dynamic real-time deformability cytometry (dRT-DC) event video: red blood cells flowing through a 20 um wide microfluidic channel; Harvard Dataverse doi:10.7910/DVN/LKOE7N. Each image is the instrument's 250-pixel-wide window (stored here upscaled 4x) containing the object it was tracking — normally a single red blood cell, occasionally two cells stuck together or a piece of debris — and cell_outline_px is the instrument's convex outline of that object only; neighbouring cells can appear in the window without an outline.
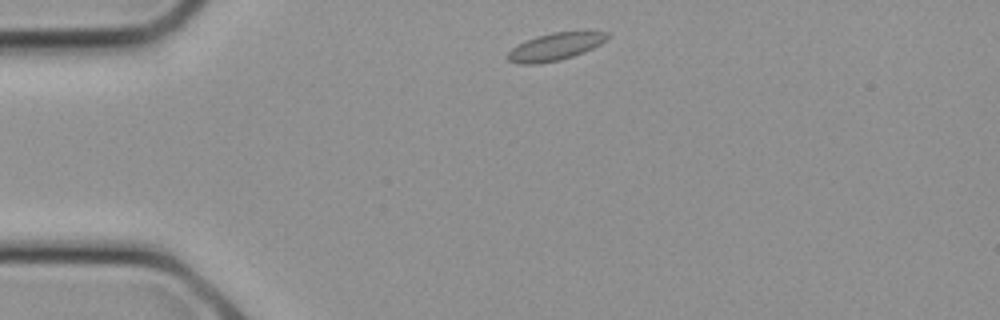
{"species": "common noctule bat (a hibernating species)", "species_latin": "Nyctalus noctula", "temperature_condition": "cold", "stored_images_in_passage": 8, "camera_frame_rate_fps": 3000, "um_per_image_px": 0.085, "animal": {"sex": "female", "body_mass_g": 21.9}, "frame": {"image": 1, "passage_image": 1, "time_ms": 0.0, "image_size_px": [1000, 320], "cell_outline_px": [[608, 36], [600, 44], [584, 52], [560, 60], [536, 64], [520, 64], [508, 60], [504, 56], [516, 44], [524, 40], [536, 36], [552, 32], [608, 32]], "centroid_in_image_um": [47.09, 3.98], "position_along_channel_um": 37.9, "area_um2": 15.84}}
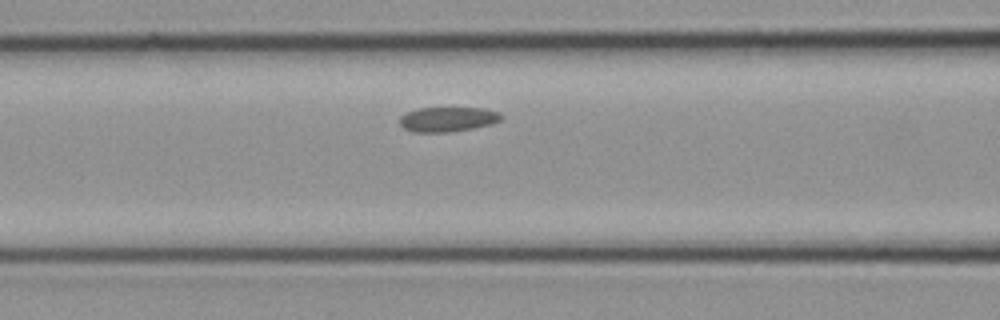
{"frame": {"image": 2, "passage_image": 6, "time_ms": 1.667, "image_size_px": [1000, 320], "cell_outline_px": [[504, 116], [500, 120], [492, 124], [472, 128], [448, 132], [412, 132], [404, 128], [400, 124], [400, 116], [416, 108], [484, 108], [500, 112]], "centroid_in_image_um": [38.07, 10.13], "position_along_channel_um": 128.5, "area_um2": 14.68}}
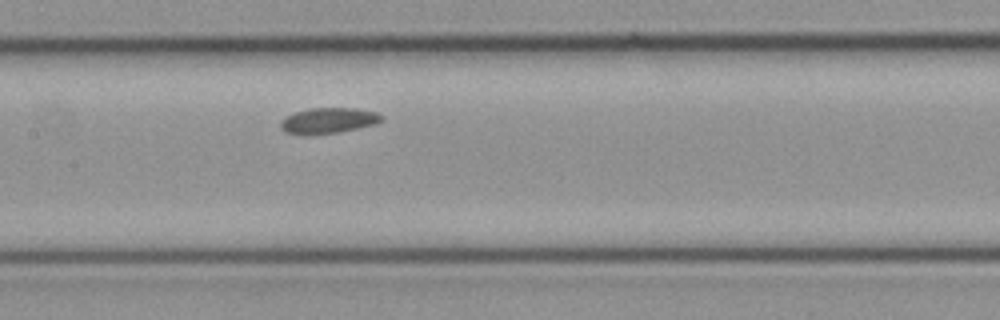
{"frame": {"image": 3, "passage_image": 8, "time_ms": 2.333, "image_size_px": [1000, 320], "cell_outline_px": [[384, 120], [376, 124], [340, 132], [284, 132], [280, 128], [280, 120], [284, 116], [296, 112], [312, 108], [356, 108], [376, 112], [384, 116]], "centroid_in_image_um": [27.98, 10.21], "position_along_channel_um": 179.4, "area_um2": 14.68}}